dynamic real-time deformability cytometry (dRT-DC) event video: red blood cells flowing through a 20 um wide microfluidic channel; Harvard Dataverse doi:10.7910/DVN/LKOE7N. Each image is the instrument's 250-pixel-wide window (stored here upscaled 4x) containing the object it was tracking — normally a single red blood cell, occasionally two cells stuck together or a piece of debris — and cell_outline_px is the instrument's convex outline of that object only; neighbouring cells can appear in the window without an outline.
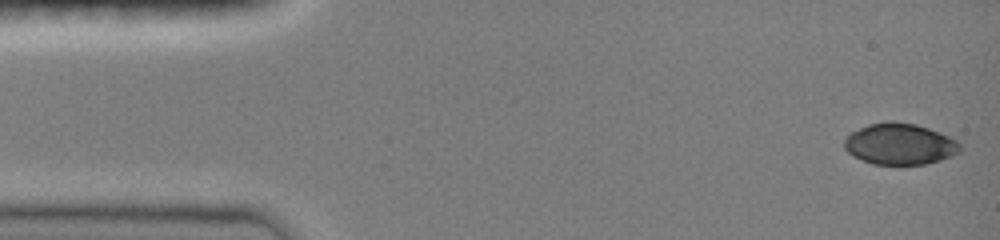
{"species": "common noctule bat (a hibernating species)", "species_latin": "Nyctalus noctula", "temperature_condition": "room temperature", "stored_images_in_passage": 9, "camera_frame_rate_fps": 3000, "um_per_image_px": 0.085, "animal": {"sex": "female", "body_mass_g": 19.0, "forearm_length_mm": 51.5}, "frame": {"image": 1, "passage_image": 1, "time_ms": 0.0, "image_size_px": [1000, 240], "cell_outline_px": [[960, 152], [952, 156], [940, 160], [924, 164], [872, 164], [852, 156], [844, 148], [844, 140], [852, 132], [868, 124], [888, 120], [896, 120], [916, 124], [940, 132], [956, 140], [960, 144]], "centroid_in_image_um": [76.48, 12.23], "position_along_channel_um": 8.5, "area_um2": 27.98}}
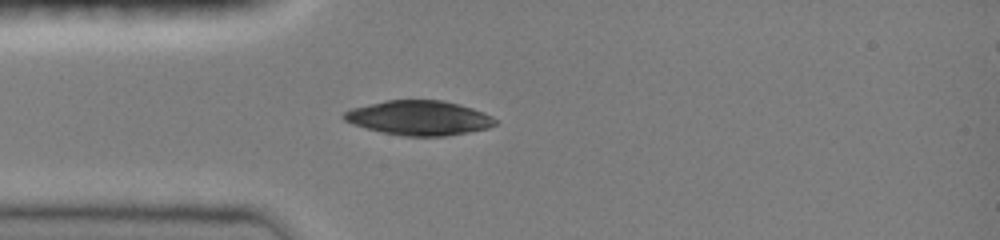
{"frame": {"image": 2, "passage_image": 6, "time_ms": 1.667, "image_size_px": [1000, 240], "cell_outline_px": [[496, 124], [488, 128], [468, 132], [444, 136], [404, 136], [364, 128], [352, 124], [344, 120], [340, 116], [344, 112], [352, 108], [384, 100], [444, 100], [460, 104], [484, 112], [492, 116], [496, 120]], "centroid_in_image_um": [35.6, 10.01], "position_along_channel_um": 49.4, "area_um2": 30.58}}
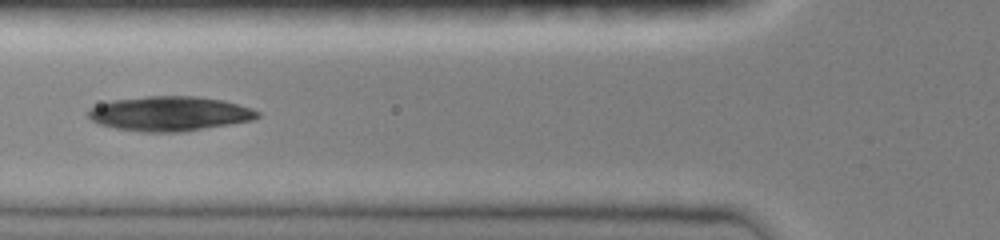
{"frame": {"image": 3, "passage_image": 8, "time_ms": 2.333, "image_size_px": [1000, 240], "cell_outline_px": [[260, 116], [252, 120], [184, 132], [144, 132], [116, 128], [100, 124], [92, 120], [88, 116], [88, 108], [112, 100], [148, 96], [200, 96], [224, 100], [252, 108], [260, 112]], "centroid_in_image_um": [14.44, 9.65], "position_along_channel_um": 111.4, "area_um2": 34.22}}